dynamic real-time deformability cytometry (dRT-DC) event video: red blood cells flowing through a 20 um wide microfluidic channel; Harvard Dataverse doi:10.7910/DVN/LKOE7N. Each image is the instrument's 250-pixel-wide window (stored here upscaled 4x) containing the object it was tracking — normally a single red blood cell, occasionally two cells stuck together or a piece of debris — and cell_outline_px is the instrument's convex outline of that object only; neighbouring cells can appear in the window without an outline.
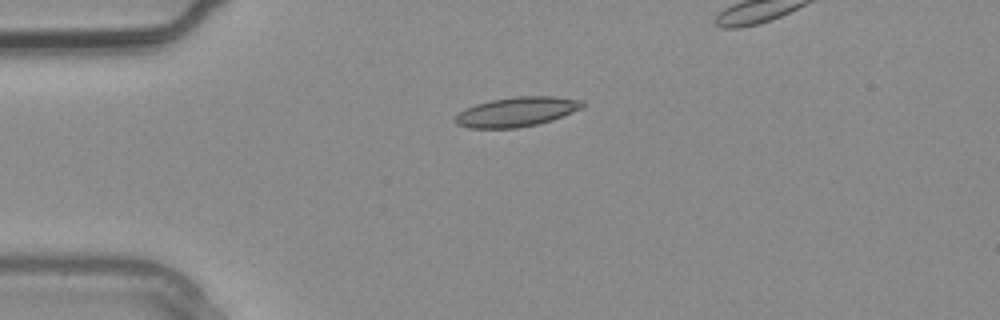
{"species": "common noctule bat (a hibernating species)", "species_latin": "Nyctalus noctula", "temperature_condition": "warm", "stored_images_in_passage": 2, "camera_frame_rate_fps": 3000, "um_per_image_px": 0.085, "animal": {"sex": "male", "body_mass_g": 20.4}, "frame": {"image": 1, "passage_image": 1, "time_ms": 0.0, "image_size_px": [1000, 320], "cell_outline_px": [[584, 108], [552, 120], [540, 124], [516, 128], [468, 128], [456, 124], [452, 120], [464, 108], [476, 104], [492, 100], [516, 96], [552, 96], [584, 100]], "centroid_in_image_um": [43.93, 9.51], "position_along_channel_um": 41.1, "area_um2": 22.14}}